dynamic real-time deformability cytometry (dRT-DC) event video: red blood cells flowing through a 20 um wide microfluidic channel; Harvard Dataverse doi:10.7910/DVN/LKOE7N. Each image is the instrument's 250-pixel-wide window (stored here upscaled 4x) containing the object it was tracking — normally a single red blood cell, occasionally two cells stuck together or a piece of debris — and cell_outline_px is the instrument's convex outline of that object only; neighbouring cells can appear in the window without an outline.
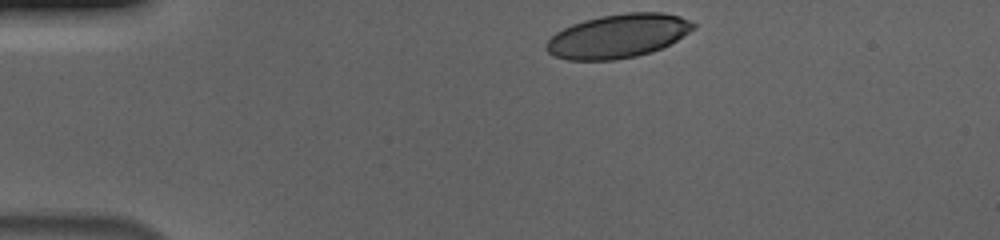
{"species": "human", "species_latin": "Homo sapiens", "temperature_condition": "cold", "stored_images_in_passage": 38, "camera_frame_rate_fps": 3000, "um_per_image_px": 0.085, "donor": {"sex": "male"}, "frame": {"image": 1, "passage_image": 1, "time_ms": 0.0, "image_size_px": [1000, 240], "cell_outline_px": [[696, 28], [676, 40], [652, 52], [636, 56], [616, 60], [568, 60], [556, 56], [548, 52], [544, 48], [544, 44], [556, 32], [572, 24], [584, 20], [600, 16], [628, 12], [664, 12], [680, 16], [696, 24]], "centroid_in_image_um": [52.52, 3.06], "position_along_channel_um": 32.5, "area_um2": 37.51}}
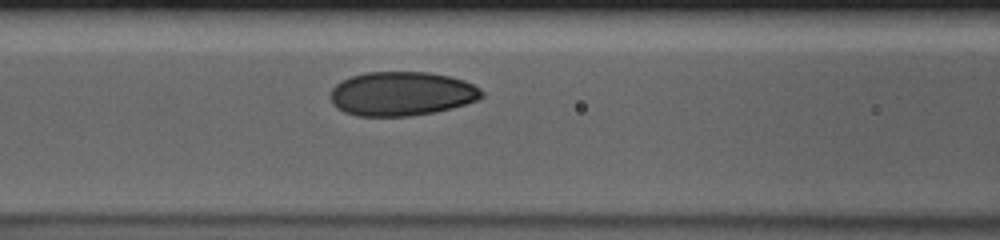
{"frame": {"image": 2, "passage_image": 14, "time_ms": 4.333, "image_size_px": [1000, 240], "cell_outline_px": [[484, 96], [476, 100], [452, 108], [436, 112], [408, 116], [356, 116], [344, 112], [336, 108], [332, 104], [328, 96], [332, 88], [336, 84], [352, 76], [364, 72], [428, 72], [448, 76], [464, 80], [480, 88], [484, 92]], "centroid_in_image_um": [34.11, 7.97], "position_along_channel_um": 132.5, "area_um2": 39.13}}
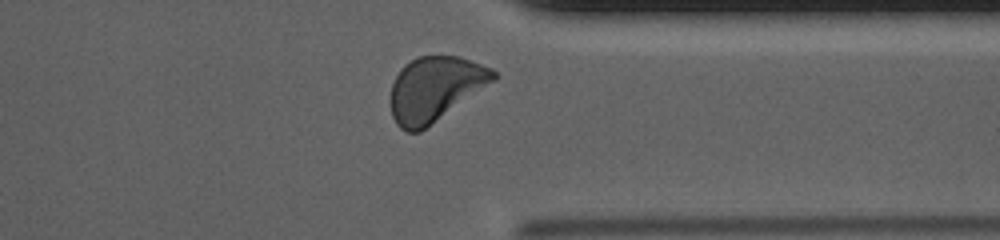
{"frame": {"image": 3, "passage_image": 34, "time_ms": 11.0, "image_size_px": [1000, 240], "cell_outline_px": [[496, 80], [420, 132], [408, 132], [400, 128], [396, 124], [392, 116], [388, 100], [392, 84], [400, 68], [404, 64], [416, 56], [460, 56], [492, 68], [496, 72]], "centroid_in_image_um": [36.94, 7.55], "position_along_channel_um": 374.5, "area_um2": 39.07}, "authors_computed_cell_mechanics": {"area_um2": 38.2636, "velocity_mm_per_s": 3.6592, "shape_relaxation_time_tau1_ms": 2.5729, "shape_relaxation_time_tau2_ms": 6.1077, "deformation_change_tau1": 0.0951, "deformation_change_tau2": 0.0876}}